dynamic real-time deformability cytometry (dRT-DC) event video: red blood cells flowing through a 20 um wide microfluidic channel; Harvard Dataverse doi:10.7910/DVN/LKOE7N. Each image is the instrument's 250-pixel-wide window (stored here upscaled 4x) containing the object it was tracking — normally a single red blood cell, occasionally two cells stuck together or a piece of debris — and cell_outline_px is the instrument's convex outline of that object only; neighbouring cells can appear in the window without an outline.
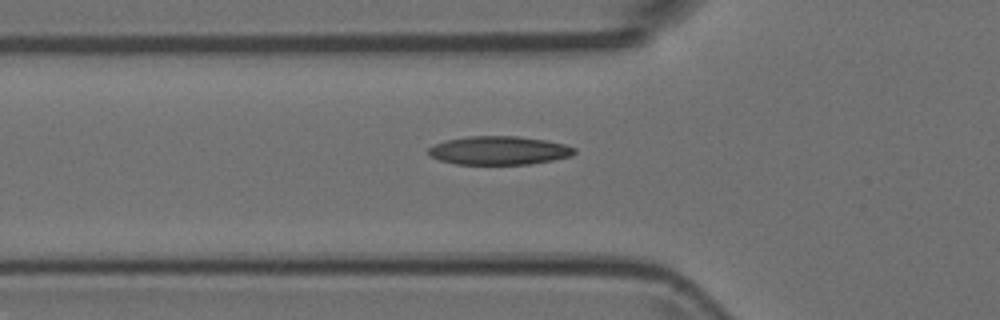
{"species": "Egyptian fruit bat (a non-hibernating species)", "species_latin": "Rousettus aegyptiacus", "temperature_condition": "room temperature", "stored_images_in_passage": 6, "camera_frame_rate_fps": 3000, "um_per_image_px": 0.085, "animal": {"sex": "female"}, "frame": {"image": 1, "passage_image": 6, "time_ms": 1.667, "image_size_px": [1000, 320], "cell_outline_px": [[576, 152], [572, 156], [552, 160], [528, 164], [456, 164], [440, 160], [428, 156], [428, 148], [436, 144], [448, 140], [468, 136], [516, 136], [544, 140], [564, 144], [576, 148]], "centroid_in_image_um": [42.42, 12.79], "position_along_channel_um": 83.4, "area_um2": 24.16}}